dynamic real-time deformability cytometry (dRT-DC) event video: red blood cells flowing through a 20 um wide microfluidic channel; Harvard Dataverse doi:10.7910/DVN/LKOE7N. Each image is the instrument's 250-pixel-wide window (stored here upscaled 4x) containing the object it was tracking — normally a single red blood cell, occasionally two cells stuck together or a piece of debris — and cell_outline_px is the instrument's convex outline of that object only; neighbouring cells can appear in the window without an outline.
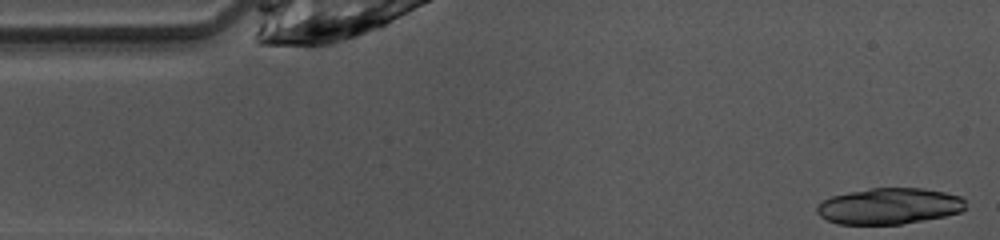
{"species": "common noctule bat (a hibernating species)", "species_latin": "Nyctalus noctula", "temperature_condition": "warm", "stored_images_in_passage": 3, "camera_frame_rate_fps": 3000, "um_per_image_px": 0.085, "animal": {"sex": "female", "body_mass_g": 10.0, "forearm_length_mm": 53.1}, "frame": {"image": 1, "passage_image": 1, "time_ms": 0.0, "image_size_px": [1000, 240], "cell_outline_px": [[964, 208], [960, 212], [944, 216], [900, 224], [836, 224], [820, 216], [816, 212], [816, 208], [824, 200], [832, 196], [848, 192], [872, 188], [924, 188], [944, 192], [960, 196], [964, 200]], "centroid_in_image_um": [75.57, 17.52], "position_along_channel_um": 9.4, "area_um2": 31.1}}